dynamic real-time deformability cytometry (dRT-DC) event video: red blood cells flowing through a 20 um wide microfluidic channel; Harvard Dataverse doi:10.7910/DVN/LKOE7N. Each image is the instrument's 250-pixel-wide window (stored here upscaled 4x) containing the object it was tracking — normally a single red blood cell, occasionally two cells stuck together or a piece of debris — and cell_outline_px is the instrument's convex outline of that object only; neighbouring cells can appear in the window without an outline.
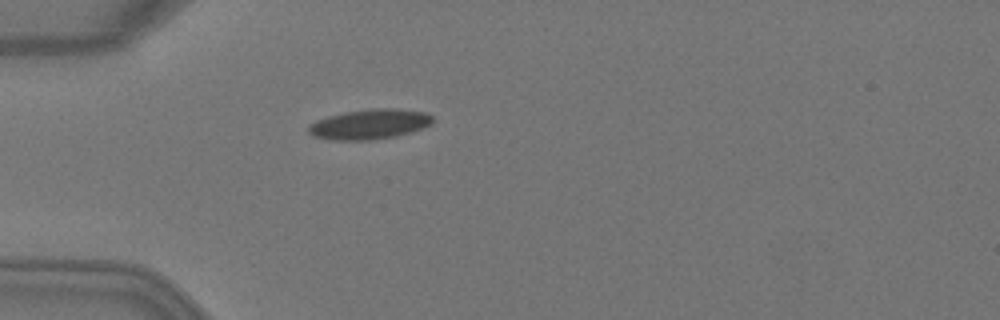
{"species": "Egyptian fruit bat (a non-hibernating species)", "species_latin": "Rousettus aegyptiacus", "temperature_condition": "warm", "stored_images_in_passage": 2, "camera_frame_rate_fps": 3000, "um_per_image_px": 0.085, "animal": {"sex": "female"}, "frame": {"image": 1, "passage_image": 2, "time_ms": 0.333, "image_size_px": [1000, 320], "cell_outline_px": [[432, 124], [424, 128], [396, 136], [372, 140], [332, 140], [312, 136], [308, 132], [308, 124], [316, 120], [328, 116], [344, 112], [376, 108], [396, 108], [424, 112], [432, 116]], "centroid_in_image_um": [31.39, 10.56], "position_along_channel_um": 53.6, "area_um2": 21.85}}